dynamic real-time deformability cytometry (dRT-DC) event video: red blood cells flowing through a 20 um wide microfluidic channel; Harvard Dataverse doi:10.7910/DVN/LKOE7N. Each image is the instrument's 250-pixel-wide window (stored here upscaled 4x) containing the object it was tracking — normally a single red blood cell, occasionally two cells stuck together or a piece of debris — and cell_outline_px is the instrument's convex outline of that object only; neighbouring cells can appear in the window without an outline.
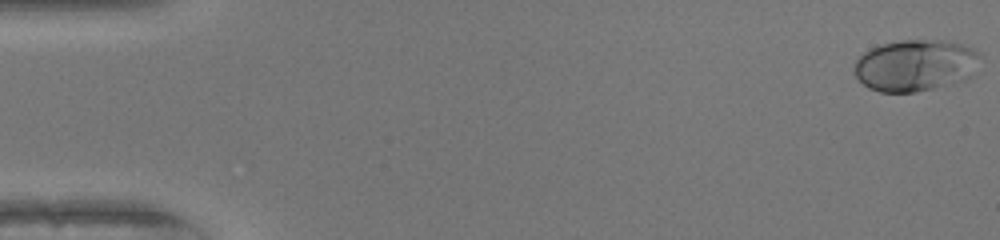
{"species": "human", "species_latin": "Homo sapiens", "temperature_condition": "warm", "stored_images_in_passage": 51, "camera_frame_rate_fps": 3000, "um_per_image_px": 0.085, "donor": {"sex": "female"}, "frame": {"image": 1, "passage_image": 1, "time_ms": 0.0, "image_size_px": [1000, 240], "cell_outline_px": [[980, 56], [972, 76], [964, 80], [952, 84], [916, 92], [880, 92], [868, 88], [856, 76], [856, 60], [864, 52], [872, 48], [884, 44], [904, 40], [944, 40], [960, 44], [972, 48], [980, 52]], "centroid_in_image_um": [77.84, 5.56], "position_along_channel_um": 7.2, "area_um2": 37.69}}
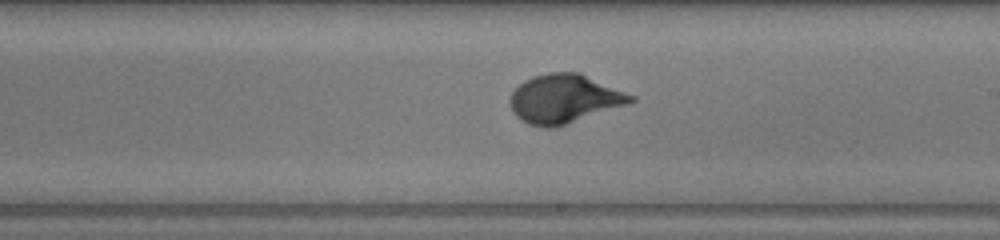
{"frame": {"image": 2, "passage_image": 30, "time_ms": 9.667, "image_size_px": [1000, 240], "cell_outline_px": [[636, 100], [556, 128], [544, 128], [528, 124], [520, 120], [512, 112], [512, 92], [524, 80], [532, 76], [548, 72], [580, 72], [636, 96]], "centroid_in_image_um": [47.96, 8.39], "position_along_channel_um": 241.0, "area_um2": 34.16}}
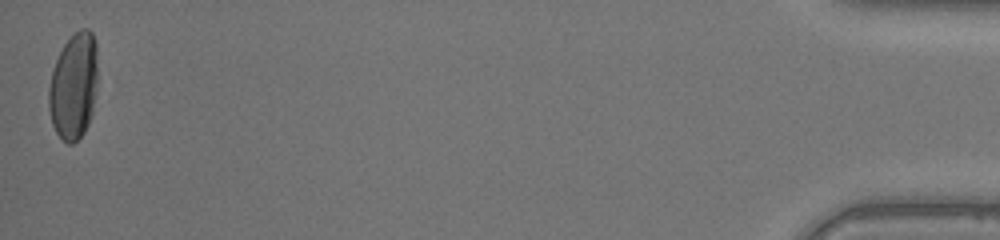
{"frame": {"image": 3, "passage_image": 51, "time_ms": 16.667, "image_size_px": [1000, 240], "cell_outline_px": [[96, 92], [92, 112], [88, 124], [84, 132], [72, 144], [68, 144], [56, 132], [52, 124], [48, 108], [48, 88], [52, 72], [56, 60], [64, 44], [80, 28], [88, 28], [92, 32], [96, 44]], "centroid_in_image_um": [6.25, 7.32], "position_along_channel_um": 428.9, "area_um2": 30.23}, "authors_computed_cell_mechanics": {"area_um2": 33.235, "velocity_mm_per_s": 4.0712, "shape_relaxation_time_tau1_ms": 3.4619, "shape_relaxation_time_tau2_ms": null, "deformation_change_tau1": 0.1809, "deformation_change_tau2": null}}